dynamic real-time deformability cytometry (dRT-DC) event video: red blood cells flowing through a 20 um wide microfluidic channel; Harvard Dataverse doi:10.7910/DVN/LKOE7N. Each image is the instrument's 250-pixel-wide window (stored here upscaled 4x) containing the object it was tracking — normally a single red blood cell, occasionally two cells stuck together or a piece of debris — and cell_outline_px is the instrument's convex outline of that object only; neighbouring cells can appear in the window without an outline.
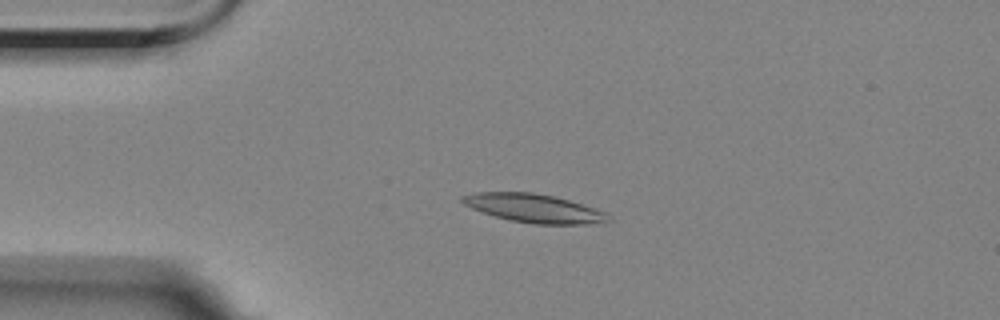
{"species": "Egyptian fruit bat (a non-hibernating species)", "species_latin": "Rousettus aegyptiacus", "temperature_condition": "room temperature", "stored_images_in_passage": 5, "camera_frame_rate_fps": 3000, "um_per_image_px": 0.085, "animal": {"sex": "female"}, "frame": {"image": 1, "passage_image": 4, "time_ms": 3.667, "image_size_px": [1000, 320], "cell_outline_px": [[612, 220], [584, 224], [532, 224], [508, 220], [472, 208], [464, 204], [460, 200], [460, 196], [476, 192], [532, 192], [556, 196], [604, 212], [612, 216]], "centroid_in_image_um": [45.36, 17.69], "position_along_channel_um": 39.6, "area_um2": 24.1}}